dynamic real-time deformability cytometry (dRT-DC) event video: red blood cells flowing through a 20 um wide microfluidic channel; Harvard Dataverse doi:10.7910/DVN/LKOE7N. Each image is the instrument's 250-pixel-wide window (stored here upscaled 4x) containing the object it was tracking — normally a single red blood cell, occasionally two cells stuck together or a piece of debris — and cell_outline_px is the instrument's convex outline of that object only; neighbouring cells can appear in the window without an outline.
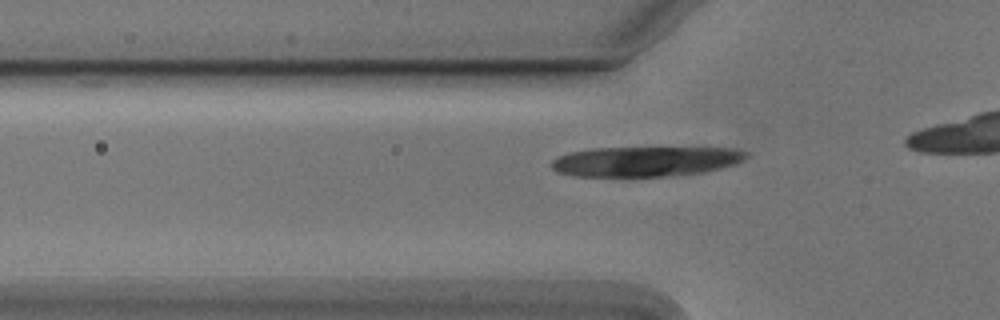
{"species": "Egyptian fruit bat (a non-hibernating species)", "species_latin": "Rousettus aegyptiacus", "temperature_condition": "cold", "stored_images_in_passage": 16, "camera_frame_rate_fps": 3000, "um_per_image_px": 0.085, "animal": {"sex": "male"}, "frame": {"image": 1, "passage_image": 10, "time_ms": 3.0, "image_size_px": [1000, 320], "cell_outline_px": [[748, 156], [732, 164], [704, 172], [628, 180], [572, 176], [556, 172], [552, 168], [552, 160], [556, 156], [568, 152], [592, 148], [736, 148], [748, 152]], "centroid_in_image_um": [54.72, 13.76], "position_along_channel_um": 71.1, "area_um2": 35.26}}